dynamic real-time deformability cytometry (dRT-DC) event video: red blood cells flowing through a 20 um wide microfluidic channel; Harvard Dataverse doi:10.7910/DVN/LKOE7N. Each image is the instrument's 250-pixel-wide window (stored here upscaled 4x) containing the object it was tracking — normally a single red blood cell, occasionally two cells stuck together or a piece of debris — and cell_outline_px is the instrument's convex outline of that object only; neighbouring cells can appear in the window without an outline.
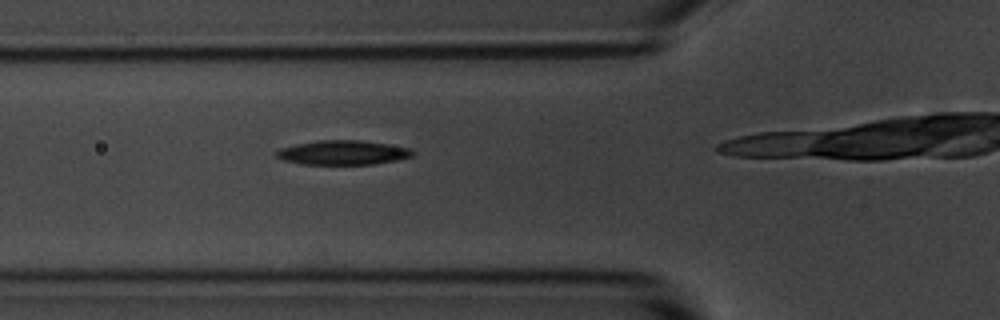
{"species": "common noctule bat (a hibernating species)", "species_latin": "Nyctalus noctula", "temperature_condition": "room temperature", "stored_images_in_passage": 12, "camera_frame_rate_fps": 3000, "um_per_image_px": 0.085, "animal": {"sex": "male", "body_mass_g": 20.1, "forearm_length_mm": 53.5}, "frame": {"image": 1, "passage_image": 9, "time_ms": 2.667, "image_size_px": [1000, 320], "cell_outline_px": [[416, 152], [412, 156], [396, 160], [372, 164], [304, 164], [284, 160], [276, 156], [272, 152], [280, 148], [296, 144], [316, 140], [360, 140], [388, 144], [412, 148]], "centroid_in_image_um": [29.14, 12.96], "position_along_channel_um": 96.7, "area_um2": 19.42}}